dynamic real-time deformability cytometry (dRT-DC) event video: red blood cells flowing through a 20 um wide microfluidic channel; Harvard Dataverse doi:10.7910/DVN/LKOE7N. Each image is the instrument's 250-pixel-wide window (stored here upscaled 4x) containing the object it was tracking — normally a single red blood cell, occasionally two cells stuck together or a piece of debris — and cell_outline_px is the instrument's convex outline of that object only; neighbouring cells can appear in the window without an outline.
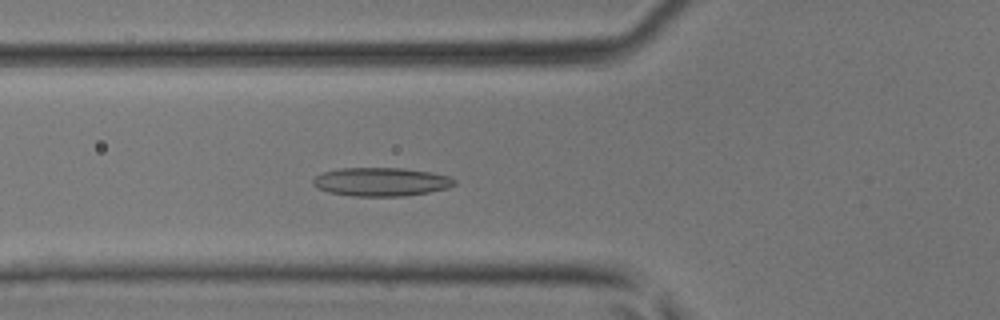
{"species": "common noctule bat (a hibernating species)", "species_latin": "Nyctalus noctula", "temperature_condition": "room temperature", "stored_images_in_passage": 44, "camera_frame_rate_fps": 3000, "um_per_image_px": 0.085, "animal": {"sex": "male", "body_mass_g": 17.9, "forearm_length_mm": 54.2}, "frame": {"image": 1, "passage_image": 15, "time_ms": 4.667, "image_size_px": [1000, 320], "cell_outline_px": [[456, 184], [448, 188], [428, 192], [404, 196], [352, 196], [328, 192], [316, 188], [312, 184], [312, 180], [316, 176], [324, 172], [340, 168], [404, 168], [432, 172], [452, 176], [456, 180]], "centroid_in_image_um": [32.42, 15.45], "position_along_channel_um": 93.4, "area_um2": 23.76}}
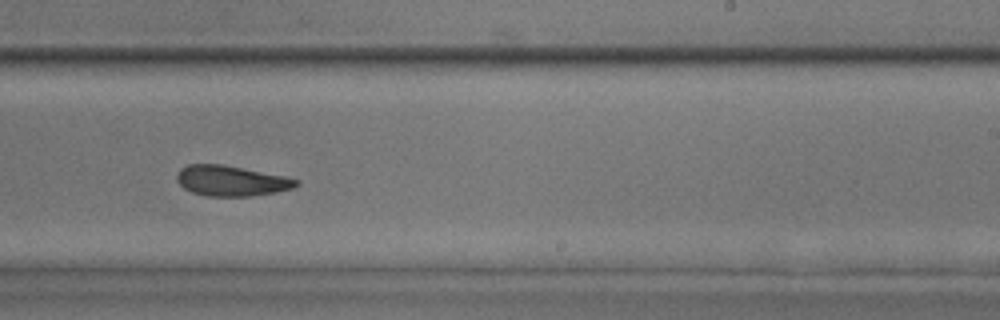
{"frame": {"image": 2, "passage_image": 27, "time_ms": 8.667, "image_size_px": [1000, 320], "cell_outline_px": [[300, 184], [292, 188], [276, 192], [252, 196], [208, 196], [192, 192], [184, 188], [176, 180], [176, 176], [180, 168], [188, 164], [220, 164], [284, 176], [300, 180]], "centroid_in_image_um": [19.64, 15.37], "position_along_channel_um": 269.4, "area_um2": 21.04}}
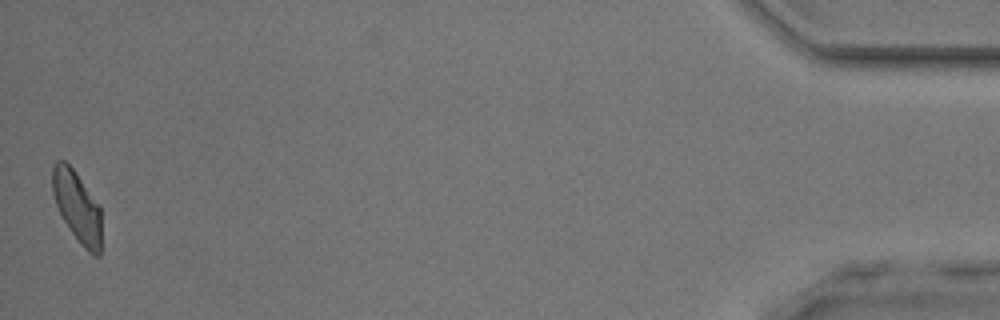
{"frame": {"image": 3, "passage_image": 44, "time_ms": 14.333, "image_size_px": [1000, 320], "cell_outline_px": [[100, 256], [96, 256], [88, 252], [80, 244], [64, 220], [56, 204], [52, 192], [52, 168], [56, 160], [64, 160], [72, 168], [100, 204]], "centroid_in_image_um": [6.56, 17.55], "position_along_channel_um": 428.6, "area_um2": 20.11}}